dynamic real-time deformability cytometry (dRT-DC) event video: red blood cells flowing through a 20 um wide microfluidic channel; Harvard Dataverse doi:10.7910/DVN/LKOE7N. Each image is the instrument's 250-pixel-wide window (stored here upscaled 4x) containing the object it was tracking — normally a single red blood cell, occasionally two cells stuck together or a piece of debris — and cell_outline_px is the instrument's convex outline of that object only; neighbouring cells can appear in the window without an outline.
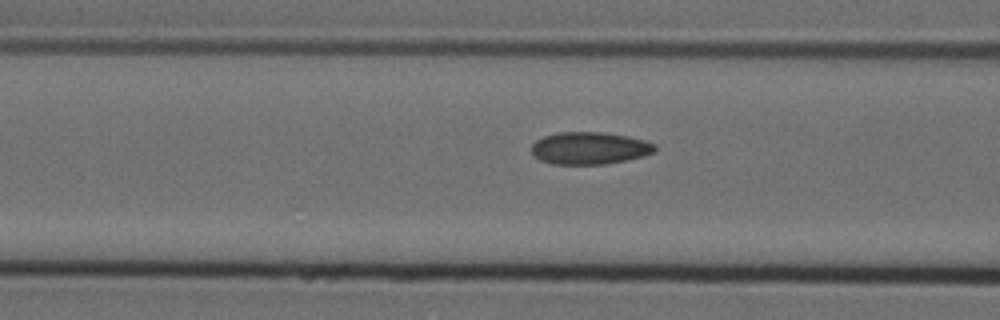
{"species": "Egyptian fruit bat (a non-hibernating species)", "species_latin": "Rousettus aegyptiacus", "temperature_condition": "cold", "stored_images_in_passage": 17, "camera_frame_rate_fps": 3000, "um_per_image_px": 0.085, "animal": {"sex": "female"}, "frame": {"image": 1, "passage_image": 15, "time_ms": 4.667, "image_size_px": [1000, 320], "cell_outline_px": [[656, 152], [644, 156], [604, 164], [552, 164], [540, 160], [532, 156], [532, 144], [536, 140], [544, 136], [560, 132], [604, 132], [628, 136], [644, 140], [656, 144]], "centroid_in_image_um": [50.11, 12.59], "position_along_channel_um": 116.5, "area_um2": 23.35}}